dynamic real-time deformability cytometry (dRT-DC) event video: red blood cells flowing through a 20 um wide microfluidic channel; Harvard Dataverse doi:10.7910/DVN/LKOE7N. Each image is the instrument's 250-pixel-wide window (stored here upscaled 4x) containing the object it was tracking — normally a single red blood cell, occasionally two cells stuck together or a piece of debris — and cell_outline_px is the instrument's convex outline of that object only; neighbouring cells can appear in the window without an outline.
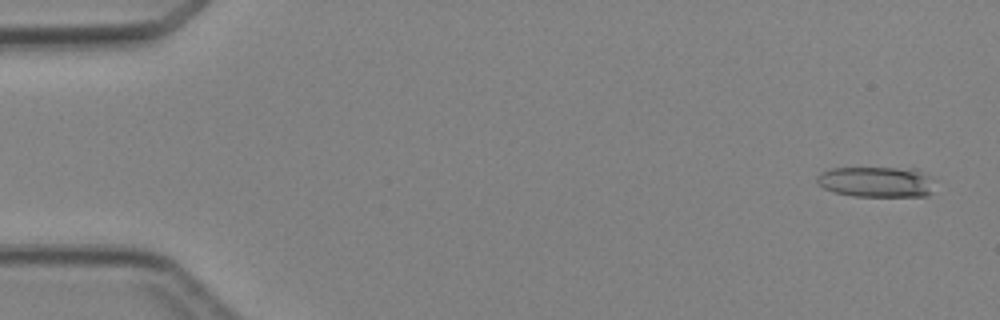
{"species": "Egyptian fruit bat (a non-hibernating species)", "species_latin": "Rousettus aegyptiacus", "temperature_condition": "cold", "stored_images_in_passage": 4, "camera_frame_rate_fps": 3000, "um_per_image_px": 0.085, "animal": {"sex": "female"}, "frame": {"image": 1, "passage_image": 1, "time_ms": 0.0, "image_size_px": [1000, 320], "cell_outline_px": [[936, 180], [932, 192], [928, 196], [852, 196], [832, 192], [824, 188], [816, 180], [816, 176], [820, 172], [832, 168], [916, 168], [932, 176]], "centroid_in_image_um": [74.56, 15.45], "position_along_channel_um": 10.4, "area_um2": 21.5}}
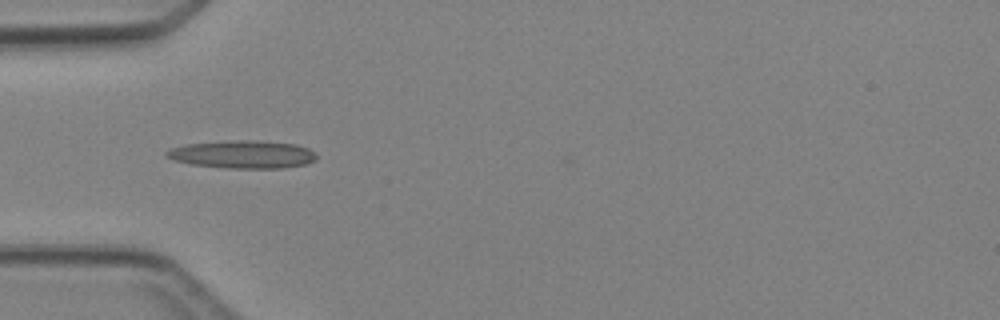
{"frame": {"image": 2, "passage_image": 4, "time_ms": 4.333, "image_size_px": [1000, 320], "cell_outline_px": [[316, 160], [304, 164], [284, 168], [228, 168], [192, 164], [172, 160], [164, 156], [164, 152], [172, 148], [184, 144], [232, 140], [256, 140], [296, 144], [308, 148], [316, 152]], "centroid_in_image_um": [20.61, 13.12], "position_along_channel_um": 64.4, "area_um2": 24.51}}